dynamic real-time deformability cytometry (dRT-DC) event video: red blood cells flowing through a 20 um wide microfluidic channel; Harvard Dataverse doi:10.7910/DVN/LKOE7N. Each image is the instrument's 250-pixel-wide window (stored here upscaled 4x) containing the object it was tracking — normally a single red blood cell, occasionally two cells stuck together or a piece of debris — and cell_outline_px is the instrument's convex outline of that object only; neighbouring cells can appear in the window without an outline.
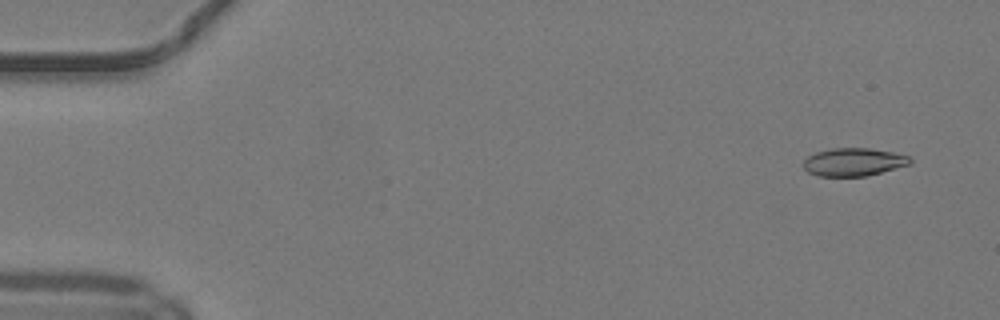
{"species": "common noctule bat (a hibernating species)", "species_latin": "Nyctalus noctula", "temperature_condition": "warm", "stored_images_in_passage": 50, "camera_frame_rate_fps": 3000, "um_per_image_px": 0.085, "animal": {"sex": "male", "body_mass_g": 19.2, "forearm_length_mm": 51.8}, "frame": {"image": 1, "passage_image": 3, "time_ms": 0.667, "image_size_px": [1000, 320], "cell_outline_px": [[912, 164], [864, 176], [816, 176], [808, 172], [804, 168], [804, 160], [808, 156], [816, 152], [832, 148], [872, 148], [912, 156]], "centroid_in_image_um": [72.58, 13.76], "position_along_channel_um": 12.4, "area_um2": 17.46}}
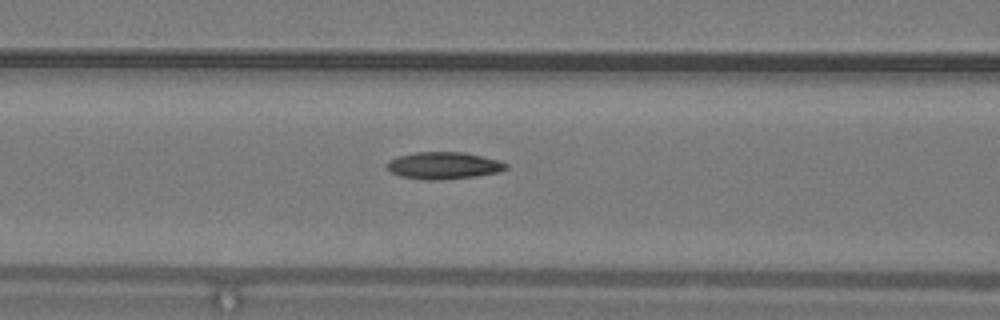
{"frame": {"image": 2, "passage_image": 21, "time_ms": 6.667, "image_size_px": [1000, 320], "cell_outline_px": [[508, 168], [500, 172], [476, 176], [440, 180], [428, 180], [400, 176], [388, 172], [388, 160], [400, 156], [416, 152], [464, 152], [496, 160], [508, 164]], "centroid_in_image_um": [37.7, 14.08], "position_along_channel_um": 128.9, "area_um2": 18.67}}
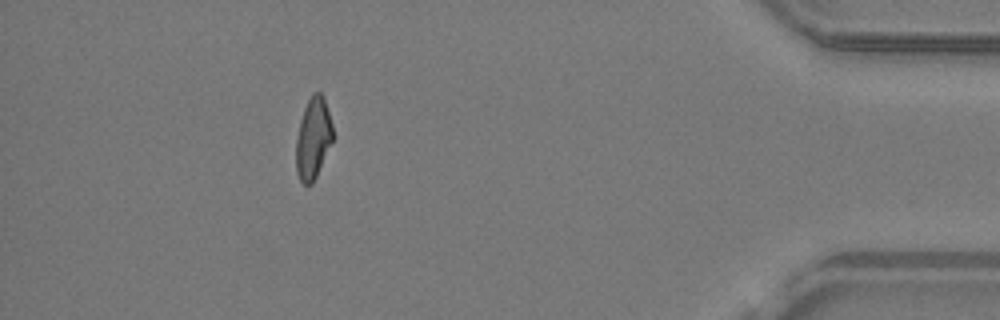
{"frame": {"image": 3, "passage_image": 45, "time_ms": 14.667, "image_size_px": [1000, 320], "cell_outline_px": [[332, 140], [316, 176], [312, 184], [304, 184], [300, 180], [296, 172], [296, 140], [300, 120], [304, 108], [312, 92], [320, 92], [324, 96], [332, 124]], "centroid_in_image_um": [26.6, 11.73], "position_along_channel_um": 408.6, "area_um2": 17.22}, "authors_computed_cell_mechanics": {"area_um2": 18.0336, "velocity_mm_per_s": 4.1728, "shape_relaxation_time_tau1_ms": 8.7267, "shape_relaxation_time_tau2_ms": 4.8283, "deformation_change_tau1": 0.2339, "deformation_change_tau2": 0.1037}}